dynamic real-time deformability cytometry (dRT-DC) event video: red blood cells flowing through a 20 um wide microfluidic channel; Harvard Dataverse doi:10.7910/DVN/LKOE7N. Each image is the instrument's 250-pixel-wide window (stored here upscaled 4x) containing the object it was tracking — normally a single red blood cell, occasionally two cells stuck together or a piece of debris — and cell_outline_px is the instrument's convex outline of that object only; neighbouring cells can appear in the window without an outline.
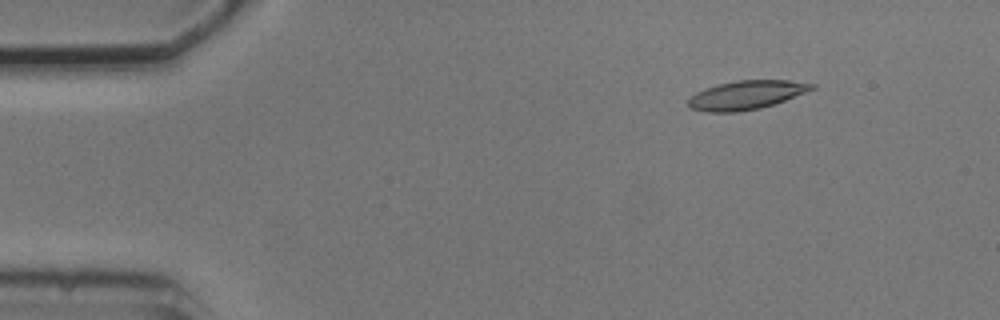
{"species": "common noctule bat (a hibernating species)", "species_latin": "Nyctalus noctula", "temperature_condition": "cold", "stored_images_in_passage": 3, "camera_frame_rate_fps": 3000, "um_per_image_px": 0.085, "animal": {"sex": "male", "body_mass_g": 20.5, "forearm_length_mm": 52.5}, "frame": {"image": 1, "passage_image": 1, "time_ms": 0.0, "image_size_px": [1000, 320], "cell_outline_px": [[816, 88], [784, 100], [760, 108], [736, 112], [708, 112], [688, 108], [688, 100], [696, 92], [704, 88], [736, 80], [788, 80], [816, 84]], "centroid_in_image_um": [63.41, 8.07], "position_along_channel_um": 21.6, "area_um2": 20.58}}